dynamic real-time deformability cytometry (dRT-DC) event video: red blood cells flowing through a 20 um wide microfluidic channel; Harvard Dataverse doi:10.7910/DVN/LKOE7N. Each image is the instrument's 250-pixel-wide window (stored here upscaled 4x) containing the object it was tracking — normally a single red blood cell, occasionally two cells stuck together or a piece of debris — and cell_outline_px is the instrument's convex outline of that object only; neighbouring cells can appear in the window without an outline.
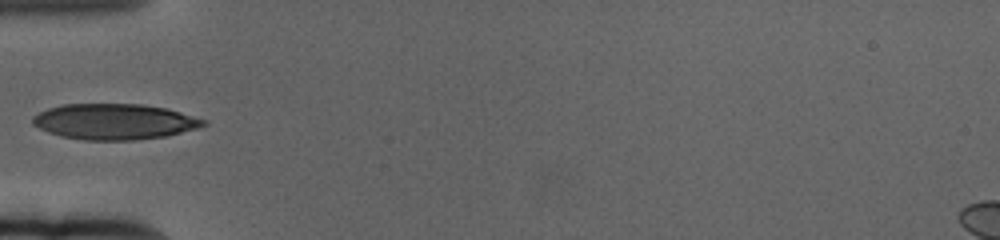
{"species": "human", "species_latin": "Homo sapiens", "temperature_condition": "cold", "stored_images_in_passage": 41, "camera_frame_rate_fps": 3000, "um_per_image_px": 0.085, "donor": {"sex": "female"}, "frame": {"image": 1, "passage_image": 1, "time_ms": 0.0, "image_size_px": [1000, 240], "cell_outline_px": [[208, 124], [196, 128], [164, 136], [132, 140], [84, 140], [60, 136], [48, 132], [32, 124], [32, 116], [48, 108], [60, 104], [140, 104], [164, 108], [180, 112], [208, 120]], "centroid_in_image_um": [9.69, 10.33], "position_along_channel_um": 75.3, "area_um2": 35.43}}
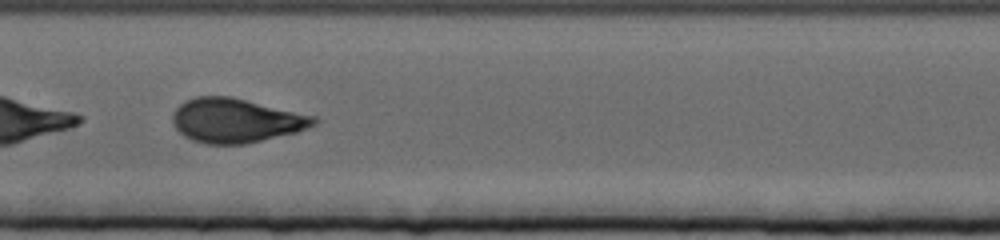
{"frame": {"image": 2, "passage_image": 11, "time_ms": 3.333, "image_size_px": [1000, 240], "cell_outline_px": [[320, 120], [316, 124], [308, 128], [296, 132], [244, 144], [204, 144], [192, 140], [184, 136], [172, 124], [172, 116], [176, 108], [184, 100], [196, 96], [232, 96], [316, 116]], "centroid_in_image_um": [20.05, 10.23], "position_along_channel_um": 187.3, "area_um2": 36.65}}
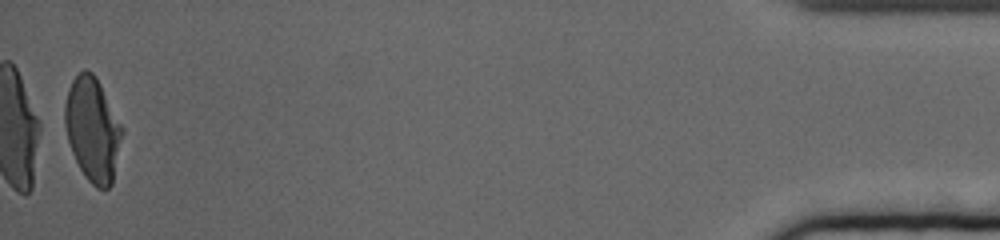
{"frame": {"image": 3, "passage_image": 40, "time_ms": 13.0, "image_size_px": [1000, 240], "cell_outline_px": [[124, 132], [112, 184], [108, 188], [96, 188], [84, 176], [72, 152], [68, 140], [64, 124], [64, 104], [68, 88], [72, 80], [84, 68], [92, 72], [96, 76], [124, 128]], "centroid_in_image_um": [7.88, 10.99], "position_along_channel_um": 427.3, "area_um2": 34.97}}